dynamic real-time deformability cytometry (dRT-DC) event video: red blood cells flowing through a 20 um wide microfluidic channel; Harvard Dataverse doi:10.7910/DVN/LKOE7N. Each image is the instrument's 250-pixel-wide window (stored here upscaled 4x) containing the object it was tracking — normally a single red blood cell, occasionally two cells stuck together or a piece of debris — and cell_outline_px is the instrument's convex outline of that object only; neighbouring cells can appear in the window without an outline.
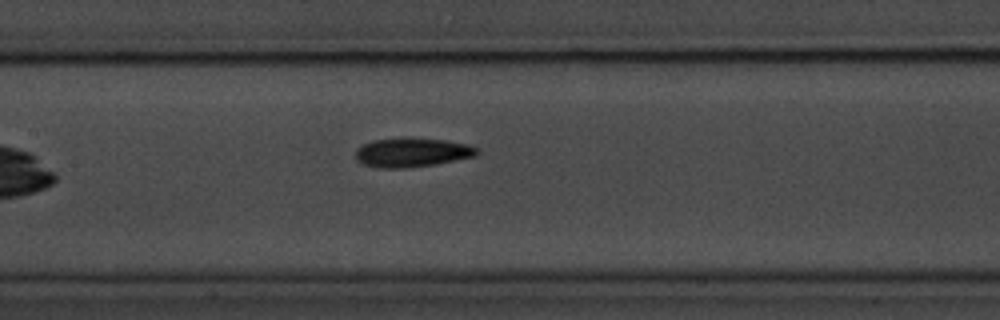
{"species": "common noctule bat (a hibernating species)", "species_latin": "Nyctalus noctula", "temperature_condition": "room temperature", "stored_images_in_passage": 9, "camera_frame_rate_fps": 3000, "um_per_image_px": 0.085, "animal": {"sex": "male", "body_mass_g": 20.1, "forearm_length_mm": 53.5}, "frame": {"image": 1, "passage_image": 9, "time_ms": 9.333, "image_size_px": [1000, 320], "cell_outline_px": [[480, 152], [476, 156], [436, 164], [404, 168], [380, 168], [364, 164], [356, 160], [356, 148], [372, 140], [404, 136], [412, 136], [444, 140], [468, 144], [476, 148]], "centroid_in_image_um": [35.01, 12.93], "position_along_channel_um": 172.4, "area_um2": 21.04}}